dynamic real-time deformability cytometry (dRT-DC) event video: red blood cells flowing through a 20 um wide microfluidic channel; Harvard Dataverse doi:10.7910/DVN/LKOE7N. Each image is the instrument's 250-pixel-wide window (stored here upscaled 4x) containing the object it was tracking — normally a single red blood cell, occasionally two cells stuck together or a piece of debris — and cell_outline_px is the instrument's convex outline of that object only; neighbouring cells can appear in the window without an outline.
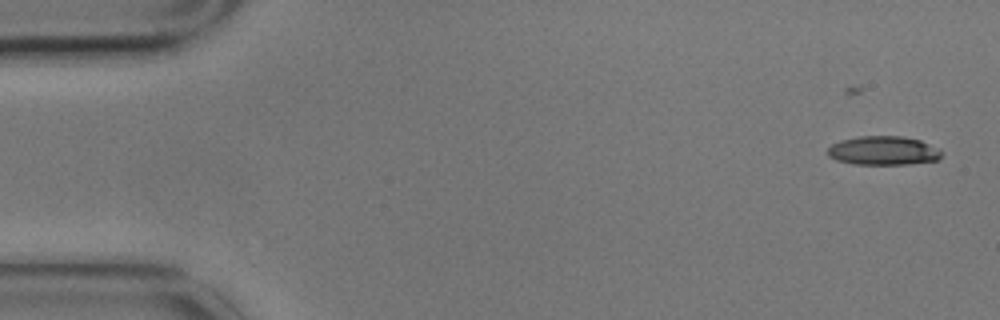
{"species": "common noctule bat (a hibernating species)", "species_latin": "Nyctalus noctula", "temperature_condition": "cold", "stored_images_in_passage": 6, "camera_frame_rate_fps": 3000, "um_per_image_px": 0.085, "animal": {"sex": "male", "body_mass_g": 17.9}, "frame": {"image": 1, "passage_image": 2, "time_ms": 0.333, "image_size_px": [1000, 320], "cell_outline_px": [[944, 152], [940, 160], [908, 164], [852, 164], [836, 160], [828, 156], [828, 148], [832, 144], [840, 140], [860, 136], [900, 136], [920, 140], [940, 148]], "centroid_in_image_um": [75.13, 12.81], "position_along_channel_um": 9.9, "area_um2": 19.42}}
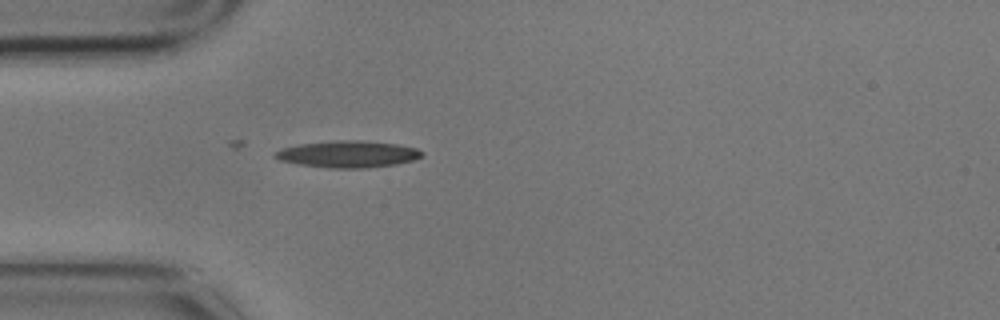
{"frame": {"image": 2, "passage_image": 6, "time_ms": 1.667, "image_size_px": [1000, 320], "cell_outline_px": [[424, 156], [412, 160], [396, 164], [364, 168], [328, 168], [300, 164], [280, 160], [272, 156], [276, 152], [284, 148], [300, 144], [336, 140], [360, 140], [396, 144], [416, 148], [424, 152]], "centroid_in_image_um": [29.61, 13.1], "position_along_channel_um": 55.4, "area_um2": 22.72}}